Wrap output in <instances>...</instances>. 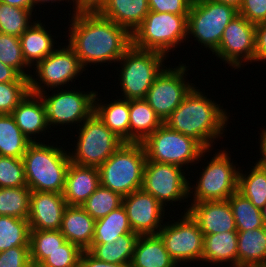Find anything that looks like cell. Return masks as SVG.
I'll use <instances>...</instances> for the list:
<instances>
[{"mask_svg":"<svg viewBox=\"0 0 266 267\" xmlns=\"http://www.w3.org/2000/svg\"><path fill=\"white\" fill-rule=\"evenodd\" d=\"M142 145L147 160L176 165L188 171L191 165L203 163L201 160L205 164V156L212 151V148L204 149L196 140L171 130L164 123Z\"/></svg>","mask_w":266,"mask_h":267,"instance_id":"52a82bcc","label":"cell"},{"mask_svg":"<svg viewBox=\"0 0 266 267\" xmlns=\"http://www.w3.org/2000/svg\"><path fill=\"white\" fill-rule=\"evenodd\" d=\"M100 185L97 167L79 166L70 162L63 197L67 205L81 206Z\"/></svg>","mask_w":266,"mask_h":267,"instance_id":"44dd1931","label":"cell"},{"mask_svg":"<svg viewBox=\"0 0 266 267\" xmlns=\"http://www.w3.org/2000/svg\"><path fill=\"white\" fill-rule=\"evenodd\" d=\"M61 1H64V0H33V3H34V6L36 7V6H40V5H46V3H51L50 4V6L52 5V3H56L57 2V4L59 3L60 4V2ZM65 2H68L70 5H72V2H73V7H71L72 9H73V11H72V14H74V2H75V0H65Z\"/></svg>","mask_w":266,"mask_h":267,"instance_id":"db71d44e","label":"cell"},{"mask_svg":"<svg viewBox=\"0 0 266 267\" xmlns=\"http://www.w3.org/2000/svg\"><path fill=\"white\" fill-rule=\"evenodd\" d=\"M68 45L74 50L83 68L117 63L132 45V35L115 22L96 13H68Z\"/></svg>","mask_w":266,"mask_h":267,"instance_id":"6da1fadb","label":"cell"},{"mask_svg":"<svg viewBox=\"0 0 266 267\" xmlns=\"http://www.w3.org/2000/svg\"><path fill=\"white\" fill-rule=\"evenodd\" d=\"M54 37L57 38L41 20H36L19 37L24 59L32 69L58 47Z\"/></svg>","mask_w":266,"mask_h":267,"instance_id":"d4e9b609","label":"cell"},{"mask_svg":"<svg viewBox=\"0 0 266 267\" xmlns=\"http://www.w3.org/2000/svg\"><path fill=\"white\" fill-rule=\"evenodd\" d=\"M255 41L256 24L237 14L224 29L218 49L212 55L239 72L246 62H255Z\"/></svg>","mask_w":266,"mask_h":267,"instance_id":"2e32d148","label":"cell"},{"mask_svg":"<svg viewBox=\"0 0 266 267\" xmlns=\"http://www.w3.org/2000/svg\"><path fill=\"white\" fill-rule=\"evenodd\" d=\"M130 267H179L158 234L139 235Z\"/></svg>","mask_w":266,"mask_h":267,"instance_id":"4316f807","label":"cell"},{"mask_svg":"<svg viewBox=\"0 0 266 267\" xmlns=\"http://www.w3.org/2000/svg\"><path fill=\"white\" fill-rule=\"evenodd\" d=\"M31 70L35 74L29 78L30 92L38 95L46 89L50 93L49 90L52 89H60L63 86L66 88L70 82L71 84L75 82L77 77L86 71L74 50L66 43L65 46L58 44L49 56Z\"/></svg>","mask_w":266,"mask_h":267,"instance_id":"7c38bea8","label":"cell"},{"mask_svg":"<svg viewBox=\"0 0 266 267\" xmlns=\"http://www.w3.org/2000/svg\"><path fill=\"white\" fill-rule=\"evenodd\" d=\"M243 170L239 169L238 192L261 209L266 204V168L256 161L249 172Z\"/></svg>","mask_w":266,"mask_h":267,"instance_id":"1f68e13d","label":"cell"},{"mask_svg":"<svg viewBox=\"0 0 266 267\" xmlns=\"http://www.w3.org/2000/svg\"><path fill=\"white\" fill-rule=\"evenodd\" d=\"M66 242L60 230H30L29 247L33 267H38Z\"/></svg>","mask_w":266,"mask_h":267,"instance_id":"836d02e7","label":"cell"},{"mask_svg":"<svg viewBox=\"0 0 266 267\" xmlns=\"http://www.w3.org/2000/svg\"><path fill=\"white\" fill-rule=\"evenodd\" d=\"M12 115L16 125L30 142H42L40 139L47 135L46 132H52L49 131L44 101L38 94L29 92L13 110Z\"/></svg>","mask_w":266,"mask_h":267,"instance_id":"ffe728a7","label":"cell"},{"mask_svg":"<svg viewBox=\"0 0 266 267\" xmlns=\"http://www.w3.org/2000/svg\"><path fill=\"white\" fill-rule=\"evenodd\" d=\"M122 196L101 185L81 205L96 221L122 205Z\"/></svg>","mask_w":266,"mask_h":267,"instance_id":"f35d334b","label":"cell"},{"mask_svg":"<svg viewBox=\"0 0 266 267\" xmlns=\"http://www.w3.org/2000/svg\"><path fill=\"white\" fill-rule=\"evenodd\" d=\"M238 14L233 6L211 0H193L187 17V38L194 39L199 46L218 49L224 29Z\"/></svg>","mask_w":266,"mask_h":267,"instance_id":"30bf717a","label":"cell"},{"mask_svg":"<svg viewBox=\"0 0 266 267\" xmlns=\"http://www.w3.org/2000/svg\"><path fill=\"white\" fill-rule=\"evenodd\" d=\"M83 250L67 241L52 252L38 267H79Z\"/></svg>","mask_w":266,"mask_h":267,"instance_id":"7bdbcfd3","label":"cell"},{"mask_svg":"<svg viewBox=\"0 0 266 267\" xmlns=\"http://www.w3.org/2000/svg\"><path fill=\"white\" fill-rule=\"evenodd\" d=\"M138 236L137 233L124 234L111 244H92L87 251L96 259L107 263L130 265Z\"/></svg>","mask_w":266,"mask_h":267,"instance_id":"f546056e","label":"cell"},{"mask_svg":"<svg viewBox=\"0 0 266 267\" xmlns=\"http://www.w3.org/2000/svg\"><path fill=\"white\" fill-rule=\"evenodd\" d=\"M179 217L177 221H165L158 235L179 267L195 261L201 264L204 234L188 212H181Z\"/></svg>","mask_w":266,"mask_h":267,"instance_id":"4fadbf2b","label":"cell"},{"mask_svg":"<svg viewBox=\"0 0 266 267\" xmlns=\"http://www.w3.org/2000/svg\"><path fill=\"white\" fill-rule=\"evenodd\" d=\"M227 150L228 148L217 149L213 157H210V161L207 160L206 166H201L203 168H201L202 172H199V178L196 176V181H189V198L191 197L192 200L188 204L227 200L238 191V175L242 167L237 168V164H234L233 159L231 160L230 151Z\"/></svg>","mask_w":266,"mask_h":267,"instance_id":"8992f818","label":"cell"},{"mask_svg":"<svg viewBox=\"0 0 266 267\" xmlns=\"http://www.w3.org/2000/svg\"><path fill=\"white\" fill-rule=\"evenodd\" d=\"M128 233L135 232L132 231L126 209L121 205L107 216L95 221L92 244H111L119 236Z\"/></svg>","mask_w":266,"mask_h":267,"instance_id":"4dcf8cb0","label":"cell"},{"mask_svg":"<svg viewBox=\"0 0 266 267\" xmlns=\"http://www.w3.org/2000/svg\"><path fill=\"white\" fill-rule=\"evenodd\" d=\"M193 0H148L150 11L188 15Z\"/></svg>","mask_w":266,"mask_h":267,"instance_id":"f6af8a7d","label":"cell"},{"mask_svg":"<svg viewBox=\"0 0 266 267\" xmlns=\"http://www.w3.org/2000/svg\"><path fill=\"white\" fill-rule=\"evenodd\" d=\"M149 11L148 0H107L98 13L132 35Z\"/></svg>","mask_w":266,"mask_h":267,"instance_id":"484cf974","label":"cell"},{"mask_svg":"<svg viewBox=\"0 0 266 267\" xmlns=\"http://www.w3.org/2000/svg\"><path fill=\"white\" fill-rule=\"evenodd\" d=\"M122 205L126 209L132 231L138 235L158 234L165 224L164 219H167L166 208L142 189L123 196Z\"/></svg>","mask_w":266,"mask_h":267,"instance_id":"e0dca14e","label":"cell"},{"mask_svg":"<svg viewBox=\"0 0 266 267\" xmlns=\"http://www.w3.org/2000/svg\"><path fill=\"white\" fill-rule=\"evenodd\" d=\"M30 195L28 186L0 188V216L28 219Z\"/></svg>","mask_w":266,"mask_h":267,"instance_id":"d590c367","label":"cell"},{"mask_svg":"<svg viewBox=\"0 0 266 267\" xmlns=\"http://www.w3.org/2000/svg\"><path fill=\"white\" fill-rule=\"evenodd\" d=\"M238 14L254 24L265 22L266 0H242Z\"/></svg>","mask_w":266,"mask_h":267,"instance_id":"bcb514c9","label":"cell"},{"mask_svg":"<svg viewBox=\"0 0 266 267\" xmlns=\"http://www.w3.org/2000/svg\"><path fill=\"white\" fill-rule=\"evenodd\" d=\"M261 214H262L263 222L266 226V204L261 208Z\"/></svg>","mask_w":266,"mask_h":267,"instance_id":"9f6ffc18","label":"cell"},{"mask_svg":"<svg viewBox=\"0 0 266 267\" xmlns=\"http://www.w3.org/2000/svg\"><path fill=\"white\" fill-rule=\"evenodd\" d=\"M28 219L0 216V252L16 246H29Z\"/></svg>","mask_w":266,"mask_h":267,"instance_id":"74e56055","label":"cell"},{"mask_svg":"<svg viewBox=\"0 0 266 267\" xmlns=\"http://www.w3.org/2000/svg\"><path fill=\"white\" fill-rule=\"evenodd\" d=\"M260 134V139L258 144L259 145V151H260V158H258L257 161H259L265 168H266V128L262 129L261 130V133Z\"/></svg>","mask_w":266,"mask_h":267,"instance_id":"816d5d0a","label":"cell"},{"mask_svg":"<svg viewBox=\"0 0 266 267\" xmlns=\"http://www.w3.org/2000/svg\"><path fill=\"white\" fill-rule=\"evenodd\" d=\"M30 143L12 114H0V156L23 158Z\"/></svg>","mask_w":266,"mask_h":267,"instance_id":"d6a6232c","label":"cell"},{"mask_svg":"<svg viewBox=\"0 0 266 267\" xmlns=\"http://www.w3.org/2000/svg\"><path fill=\"white\" fill-rule=\"evenodd\" d=\"M146 160L142 143H123L98 168L100 185L122 197L140 190Z\"/></svg>","mask_w":266,"mask_h":267,"instance_id":"5b68a950","label":"cell"},{"mask_svg":"<svg viewBox=\"0 0 266 267\" xmlns=\"http://www.w3.org/2000/svg\"><path fill=\"white\" fill-rule=\"evenodd\" d=\"M211 1L224 3L226 5L233 6L237 10L240 8V6L242 4V0H211Z\"/></svg>","mask_w":266,"mask_h":267,"instance_id":"11a10c76","label":"cell"},{"mask_svg":"<svg viewBox=\"0 0 266 267\" xmlns=\"http://www.w3.org/2000/svg\"><path fill=\"white\" fill-rule=\"evenodd\" d=\"M167 59L160 52L142 50L131 45L117 62L120 63L116 70L120 72L118 86L122 94L119 97L126 100L144 99L155 78L166 67L164 62Z\"/></svg>","mask_w":266,"mask_h":267,"instance_id":"277c9868","label":"cell"},{"mask_svg":"<svg viewBox=\"0 0 266 267\" xmlns=\"http://www.w3.org/2000/svg\"><path fill=\"white\" fill-rule=\"evenodd\" d=\"M1 2L7 3L8 5L20 7L23 9H29L36 12L34 8L33 0H0Z\"/></svg>","mask_w":266,"mask_h":267,"instance_id":"f5cc1de1","label":"cell"},{"mask_svg":"<svg viewBox=\"0 0 266 267\" xmlns=\"http://www.w3.org/2000/svg\"><path fill=\"white\" fill-rule=\"evenodd\" d=\"M207 96L205 89L202 92L194 86L163 123L171 130L196 140L204 149H214L215 140L225 136L230 113L221 102L217 104Z\"/></svg>","mask_w":266,"mask_h":267,"instance_id":"7a4b0ae2","label":"cell"},{"mask_svg":"<svg viewBox=\"0 0 266 267\" xmlns=\"http://www.w3.org/2000/svg\"><path fill=\"white\" fill-rule=\"evenodd\" d=\"M21 76L13 67L0 62V83L15 82Z\"/></svg>","mask_w":266,"mask_h":267,"instance_id":"f907efd6","label":"cell"},{"mask_svg":"<svg viewBox=\"0 0 266 267\" xmlns=\"http://www.w3.org/2000/svg\"><path fill=\"white\" fill-rule=\"evenodd\" d=\"M0 62L16 69L22 76L31 77V67L26 63L20 38L0 33ZM30 70V71H29Z\"/></svg>","mask_w":266,"mask_h":267,"instance_id":"ab89813d","label":"cell"},{"mask_svg":"<svg viewBox=\"0 0 266 267\" xmlns=\"http://www.w3.org/2000/svg\"><path fill=\"white\" fill-rule=\"evenodd\" d=\"M0 267H33L29 246H16L0 252Z\"/></svg>","mask_w":266,"mask_h":267,"instance_id":"ee69618b","label":"cell"},{"mask_svg":"<svg viewBox=\"0 0 266 267\" xmlns=\"http://www.w3.org/2000/svg\"><path fill=\"white\" fill-rule=\"evenodd\" d=\"M69 87L62 89H52L51 95L47 93V90L40 93V97L44 101L46 107L47 123L50 130L52 128L64 127L68 125L75 129L78 128L93 112H94V98L96 91H80L76 87ZM75 89V90H74ZM77 124V125H76ZM79 124V125H78ZM70 125V126H69ZM73 125H76L75 127ZM52 126V128H51Z\"/></svg>","mask_w":266,"mask_h":267,"instance_id":"8fae6325","label":"cell"},{"mask_svg":"<svg viewBox=\"0 0 266 267\" xmlns=\"http://www.w3.org/2000/svg\"><path fill=\"white\" fill-rule=\"evenodd\" d=\"M43 141L31 142L23 155L27 186L31 191L63 193L71 162L69 151L65 146Z\"/></svg>","mask_w":266,"mask_h":267,"instance_id":"3957f363","label":"cell"},{"mask_svg":"<svg viewBox=\"0 0 266 267\" xmlns=\"http://www.w3.org/2000/svg\"><path fill=\"white\" fill-rule=\"evenodd\" d=\"M227 200L233 211L237 231H247L265 226L261 209L255 207L241 193L236 191Z\"/></svg>","mask_w":266,"mask_h":267,"instance_id":"e575fe53","label":"cell"},{"mask_svg":"<svg viewBox=\"0 0 266 267\" xmlns=\"http://www.w3.org/2000/svg\"><path fill=\"white\" fill-rule=\"evenodd\" d=\"M76 129L78 135H74L78 139L74 140L76 145L69 150V157L79 166L99 168L124 143L94 112Z\"/></svg>","mask_w":266,"mask_h":267,"instance_id":"9c48e42d","label":"cell"},{"mask_svg":"<svg viewBox=\"0 0 266 267\" xmlns=\"http://www.w3.org/2000/svg\"><path fill=\"white\" fill-rule=\"evenodd\" d=\"M185 172L183 167L146 160L141 189L167 207L166 210L176 201L188 203L190 171Z\"/></svg>","mask_w":266,"mask_h":267,"instance_id":"5bb4252c","label":"cell"},{"mask_svg":"<svg viewBox=\"0 0 266 267\" xmlns=\"http://www.w3.org/2000/svg\"><path fill=\"white\" fill-rule=\"evenodd\" d=\"M107 0H75L74 13H96L105 5Z\"/></svg>","mask_w":266,"mask_h":267,"instance_id":"c3c4849f","label":"cell"},{"mask_svg":"<svg viewBox=\"0 0 266 267\" xmlns=\"http://www.w3.org/2000/svg\"><path fill=\"white\" fill-rule=\"evenodd\" d=\"M66 207L63 193L31 191L28 217L30 230H60Z\"/></svg>","mask_w":266,"mask_h":267,"instance_id":"ac0fdd59","label":"cell"},{"mask_svg":"<svg viewBox=\"0 0 266 267\" xmlns=\"http://www.w3.org/2000/svg\"><path fill=\"white\" fill-rule=\"evenodd\" d=\"M238 267L266 266V226L238 231Z\"/></svg>","mask_w":266,"mask_h":267,"instance_id":"83f0119b","label":"cell"},{"mask_svg":"<svg viewBox=\"0 0 266 267\" xmlns=\"http://www.w3.org/2000/svg\"><path fill=\"white\" fill-rule=\"evenodd\" d=\"M95 220L82 206L67 205L63 212L60 231L67 241L83 251L91 245L94 237Z\"/></svg>","mask_w":266,"mask_h":267,"instance_id":"cb8c5ba5","label":"cell"},{"mask_svg":"<svg viewBox=\"0 0 266 267\" xmlns=\"http://www.w3.org/2000/svg\"><path fill=\"white\" fill-rule=\"evenodd\" d=\"M187 207H184V213L188 212L191 215L204 235L237 231L228 200L191 203Z\"/></svg>","mask_w":266,"mask_h":267,"instance_id":"d6986e66","label":"cell"},{"mask_svg":"<svg viewBox=\"0 0 266 267\" xmlns=\"http://www.w3.org/2000/svg\"><path fill=\"white\" fill-rule=\"evenodd\" d=\"M166 66L155 78L144 98L163 122L195 86L186 77L190 69L185 63L181 62L174 68Z\"/></svg>","mask_w":266,"mask_h":267,"instance_id":"9a60e30c","label":"cell"},{"mask_svg":"<svg viewBox=\"0 0 266 267\" xmlns=\"http://www.w3.org/2000/svg\"><path fill=\"white\" fill-rule=\"evenodd\" d=\"M237 242L238 231L204 235L200 266L205 262L204 266L208 263V266L211 264L220 267L224 264L226 267H238Z\"/></svg>","mask_w":266,"mask_h":267,"instance_id":"603a6c76","label":"cell"},{"mask_svg":"<svg viewBox=\"0 0 266 267\" xmlns=\"http://www.w3.org/2000/svg\"><path fill=\"white\" fill-rule=\"evenodd\" d=\"M29 92V78L24 76L15 82L0 83V114H12Z\"/></svg>","mask_w":266,"mask_h":267,"instance_id":"60d3db41","label":"cell"},{"mask_svg":"<svg viewBox=\"0 0 266 267\" xmlns=\"http://www.w3.org/2000/svg\"><path fill=\"white\" fill-rule=\"evenodd\" d=\"M27 186L22 158L0 156V188Z\"/></svg>","mask_w":266,"mask_h":267,"instance_id":"b9f144b4","label":"cell"},{"mask_svg":"<svg viewBox=\"0 0 266 267\" xmlns=\"http://www.w3.org/2000/svg\"><path fill=\"white\" fill-rule=\"evenodd\" d=\"M130 143H142L163 121L144 100H129Z\"/></svg>","mask_w":266,"mask_h":267,"instance_id":"f1b7e54d","label":"cell"},{"mask_svg":"<svg viewBox=\"0 0 266 267\" xmlns=\"http://www.w3.org/2000/svg\"><path fill=\"white\" fill-rule=\"evenodd\" d=\"M35 15L34 11L0 1V33L20 37L35 22Z\"/></svg>","mask_w":266,"mask_h":267,"instance_id":"8d00e7d4","label":"cell"},{"mask_svg":"<svg viewBox=\"0 0 266 267\" xmlns=\"http://www.w3.org/2000/svg\"><path fill=\"white\" fill-rule=\"evenodd\" d=\"M188 15L149 11L141 25L132 34L135 48L157 51L166 57L187 38Z\"/></svg>","mask_w":266,"mask_h":267,"instance_id":"ba28073f","label":"cell"},{"mask_svg":"<svg viewBox=\"0 0 266 267\" xmlns=\"http://www.w3.org/2000/svg\"><path fill=\"white\" fill-rule=\"evenodd\" d=\"M79 267H130V265L107 263L96 259L87 250H84L80 257Z\"/></svg>","mask_w":266,"mask_h":267,"instance_id":"681fc988","label":"cell"},{"mask_svg":"<svg viewBox=\"0 0 266 267\" xmlns=\"http://www.w3.org/2000/svg\"><path fill=\"white\" fill-rule=\"evenodd\" d=\"M266 63V21L256 24L255 62Z\"/></svg>","mask_w":266,"mask_h":267,"instance_id":"7dc6e473","label":"cell"},{"mask_svg":"<svg viewBox=\"0 0 266 267\" xmlns=\"http://www.w3.org/2000/svg\"><path fill=\"white\" fill-rule=\"evenodd\" d=\"M96 91L94 98V113L103 124L124 143H130L129 100L119 98L112 101L101 99ZM101 99V100H100ZM103 100V101H102ZM107 103H106V102Z\"/></svg>","mask_w":266,"mask_h":267,"instance_id":"7402d4cb","label":"cell"}]
</instances>
